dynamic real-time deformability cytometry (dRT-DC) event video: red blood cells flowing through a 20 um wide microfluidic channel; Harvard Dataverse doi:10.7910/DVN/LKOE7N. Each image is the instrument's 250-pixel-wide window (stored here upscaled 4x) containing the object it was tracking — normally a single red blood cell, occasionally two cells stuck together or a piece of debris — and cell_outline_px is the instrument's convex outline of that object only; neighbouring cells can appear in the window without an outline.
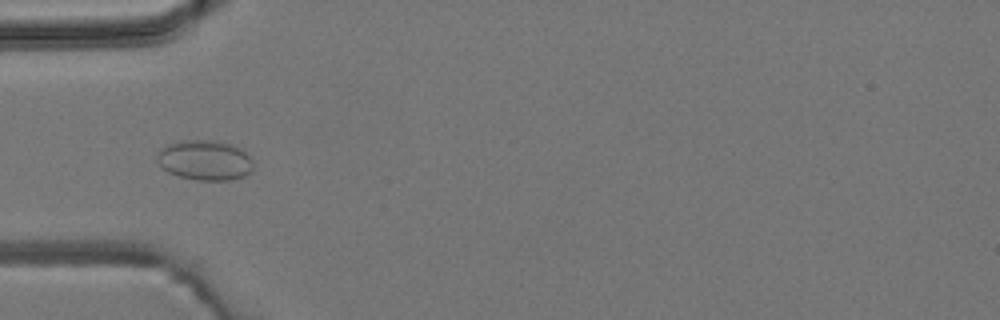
{"species": "common noctule bat (a hibernating species)", "species_latin": "Nyctalus noctula", "temperature_condition": "room temperature", "stored_images_in_passage": 6, "camera_frame_rate_fps": 3000, "um_per_image_px": 0.085, "animal": {"sex": "male", "body_mass_g": 19.2, "forearm_length_mm": 51.8}, "frame": {"image": 1, "passage_image": 4, "time_ms": 3.667, "image_size_px": [1000, 320], "cell_outline_px": [[252, 172], [244, 176], [228, 180], [196, 180], [180, 176], [168, 172], [160, 168], [156, 160], [156, 156], [160, 148], [168, 144], [180, 140], [212, 140], [232, 144], [240, 148], [252, 160]], "centroid_in_image_um": [17.37, 13.61], "position_along_channel_um": 67.6, "area_um2": 22.66}}
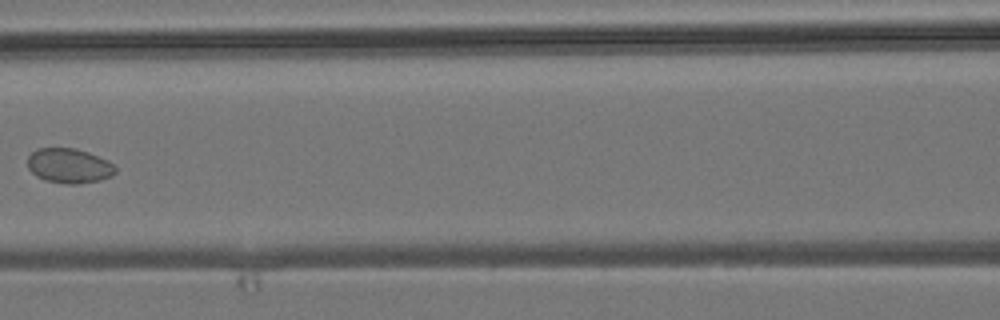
{"frame": {"image": 2, "passage_image": 6, "time_ms": 6.0, "image_size_px": [1000, 320], "cell_outline_px": [[116, 172], [112, 176], [100, 180], [80, 184], [64, 184], [48, 180], [36, 176], [28, 168], [28, 156], [36, 148], [76, 148], [88, 152], [108, 160], [116, 168]], "centroid_in_image_um": [5.88, 14.09], "position_along_channel_um": 160.7, "area_um2": 17.86}}